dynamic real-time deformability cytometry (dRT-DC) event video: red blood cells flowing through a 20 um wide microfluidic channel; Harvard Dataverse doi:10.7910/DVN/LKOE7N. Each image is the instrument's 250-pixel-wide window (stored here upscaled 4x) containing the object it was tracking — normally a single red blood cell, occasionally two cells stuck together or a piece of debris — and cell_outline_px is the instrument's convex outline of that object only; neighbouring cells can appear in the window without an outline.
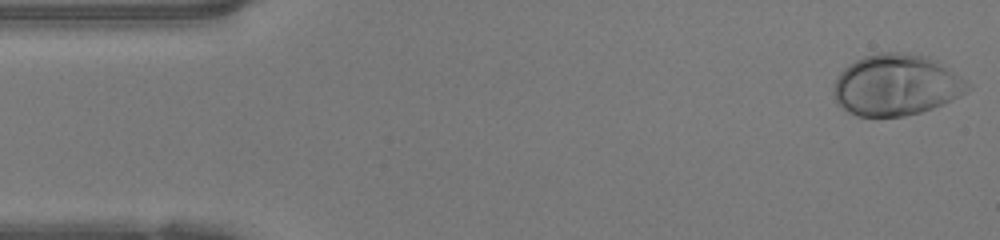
{"species": "human", "species_latin": "Homo sapiens", "temperature_condition": "warm", "stored_images_in_passage": 47, "camera_frame_rate_fps": 3000, "um_per_image_px": 0.085, "donor": {"sex": "female"}, "frame": {"image": 1, "passage_image": 1, "time_ms": 0.0, "image_size_px": [1000, 240], "cell_outline_px": [[972, 88], [932, 108], [920, 112], [904, 116], [856, 116], [840, 108], [836, 104], [832, 92], [832, 88], [840, 72], [848, 64], [864, 56], [880, 52], [908, 52], [928, 56], [960, 76]], "centroid_in_image_um": [76.09, 7.22], "position_along_channel_um": 8.9, "area_um2": 47.69}}
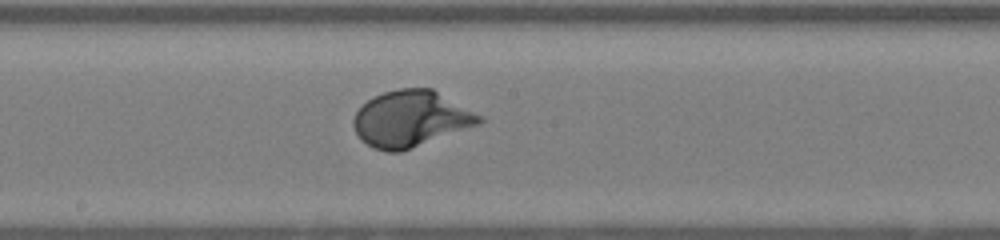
{"frame": {"image": 2, "passage_image": 24, "time_ms": 7.667, "image_size_px": [1000, 240], "cell_outline_px": [[484, 120], [480, 124], [400, 152], [388, 152], [372, 148], [360, 140], [352, 124], [352, 120], [356, 112], [368, 100], [384, 92], [400, 88], [432, 88], [484, 116]], "centroid_in_image_um": [34.93, 10.1], "position_along_channel_um": 213.3, "area_um2": 41.21}}
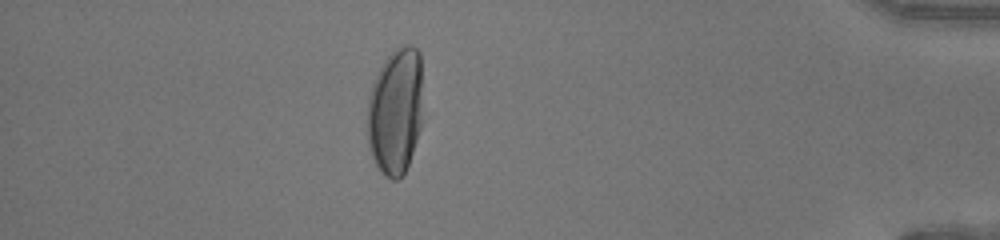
{"frame": {"image": 3, "passage_image": 41, "time_ms": 13.333, "image_size_px": [1000, 240], "cell_outline_px": [[420, 128], [408, 164], [404, 172], [396, 180], [392, 180], [384, 176], [376, 164], [368, 148], [368, 96], [376, 72], [384, 60], [396, 48], [404, 44], [408, 44], [416, 48], [420, 52]], "centroid_in_image_um": [33.57, 9.44], "position_along_channel_um": 401.6, "area_um2": 40.63}, "authors_computed_cell_mechanics": {"area_um2": 40.8646, "velocity_mm_per_s": 4.2081, "shape_relaxation_time_tau1_ms": 2.3975, "shape_relaxation_time_tau2_ms": null, "deformation_change_tau1": 0.1811, "deformation_change_tau2": null}}